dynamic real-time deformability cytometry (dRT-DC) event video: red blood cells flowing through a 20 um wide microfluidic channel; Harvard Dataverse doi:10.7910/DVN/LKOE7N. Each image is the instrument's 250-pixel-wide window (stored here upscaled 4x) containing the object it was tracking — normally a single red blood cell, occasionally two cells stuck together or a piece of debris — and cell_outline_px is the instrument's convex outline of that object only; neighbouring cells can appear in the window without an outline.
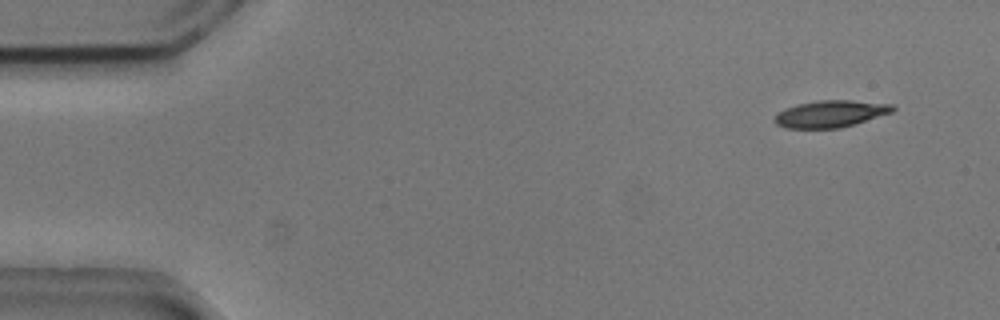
{"species": "common noctule bat (a hibernating species)", "species_latin": "Nyctalus noctula", "temperature_condition": "cold", "stored_images_in_passage": 54, "camera_frame_rate_fps": 3000, "um_per_image_px": 0.085, "animal": {"sex": "male", "body_mass_g": 20.5, "forearm_length_mm": 52.5}, "frame": {"image": 1, "passage_image": 4, "time_ms": 1.0, "image_size_px": [1000, 320], "cell_outline_px": [[896, 108], [892, 112], [840, 128], [784, 128], [776, 124], [772, 120], [780, 112], [796, 104], [816, 100], [852, 100], [896, 104]], "centroid_in_image_um": [70.61, 9.66], "position_along_channel_um": 14.4, "area_um2": 18.5}}
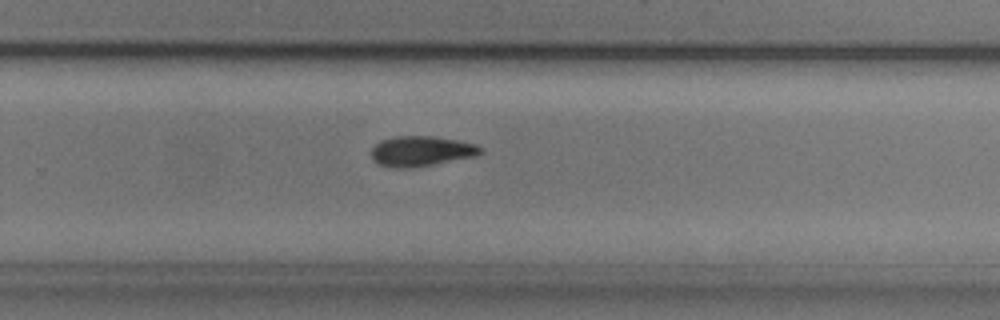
{"frame": {"image": 2, "passage_image": 35, "time_ms": 11.333, "image_size_px": [1000, 320], "cell_outline_px": [[484, 152], [476, 156], [412, 168], [392, 168], [380, 164], [372, 160], [372, 148], [380, 140], [396, 136], [432, 136], [456, 140], [476, 144], [484, 148]], "centroid_in_image_um": [35.82, 12.85], "position_along_channel_um": 294.0, "area_um2": 19.31}}
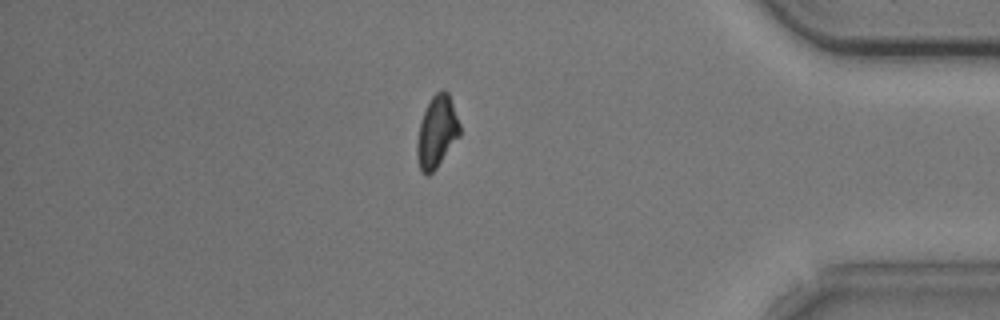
{"frame": {"image": 3, "passage_image": 46, "time_ms": 15.0, "image_size_px": [1000, 320], "cell_outline_px": [[460, 136], [436, 168], [428, 176], [420, 172], [416, 156], [416, 144], [420, 124], [424, 112], [432, 96], [436, 92], [448, 92], [460, 124]], "centroid_in_image_um": [37.12, 11.26], "position_along_channel_um": 398.1, "area_um2": 17.74}, "authors_computed_cell_mechanics": {"area_um2": 18.5538, "velocity_mm_per_s": 3.7379, "shape_relaxation_time_tau1_ms": 2.6378, "shape_relaxation_time_tau2_ms": null, "deformation_change_tau1": 0.1201, "deformation_change_tau2": null}}